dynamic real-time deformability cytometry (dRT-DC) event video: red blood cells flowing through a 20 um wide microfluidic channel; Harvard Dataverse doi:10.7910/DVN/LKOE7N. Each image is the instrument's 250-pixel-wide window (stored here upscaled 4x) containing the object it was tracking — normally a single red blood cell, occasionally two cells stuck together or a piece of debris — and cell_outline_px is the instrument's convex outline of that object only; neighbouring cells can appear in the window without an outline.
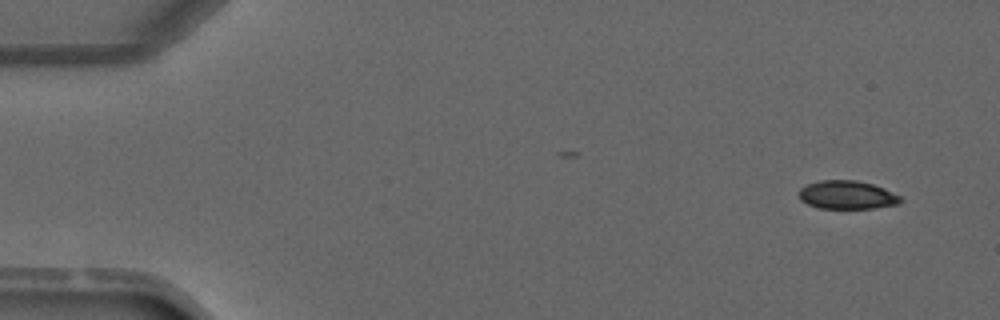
{"species": "common noctule bat (a hibernating species)", "species_latin": "Nyctalus noctula", "temperature_condition": "warm", "stored_images_in_passage": 4, "segment_of_instrument_passage": [1, 2], "camera_frame_rate_fps": 3000, "um_per_image_px": 0.085, "animal": {"sex": "male", "forearm_length_mm": 52.5}, "frame": {"image": 1, "passage_image": 1, "time_ms": 0.0, "image_size_px": [1000, 320], "cell_outline_px": [[904, 200], [900, 204], [872, 208], [820, 208], [808, 204], [800, 200], [800, 188], [808, 184], [820, 180], [856, 180], [872, 184], [884, 188], [900, 196]], "centroid_in_image_um": [72.03, 16.57], "position_along_channel_um": 13.0, "area_um2": 16.76}}